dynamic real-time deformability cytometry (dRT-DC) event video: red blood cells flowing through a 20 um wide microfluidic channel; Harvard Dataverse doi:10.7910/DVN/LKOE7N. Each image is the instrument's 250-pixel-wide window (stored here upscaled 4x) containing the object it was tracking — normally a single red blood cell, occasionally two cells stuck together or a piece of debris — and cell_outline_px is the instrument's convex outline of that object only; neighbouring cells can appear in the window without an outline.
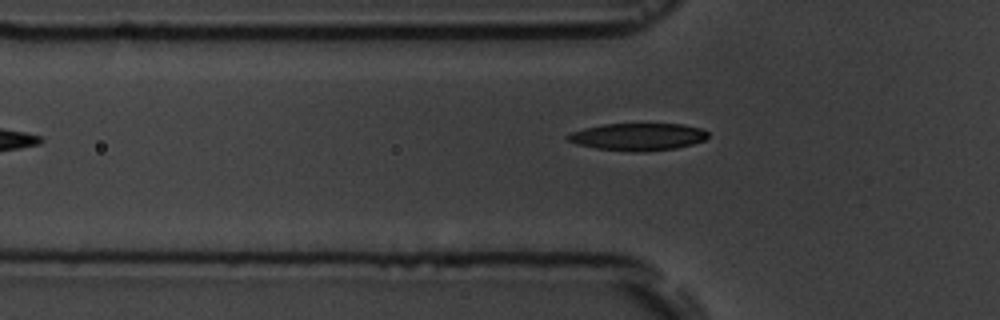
{"species": "common noctule bat (a hibernating species)", "species_latin": "Nyctalus noctula", "temperature_condition": "room temperature", "stored_images_in_passage": 5, "camera_frame_rate_fps": 3000, "um_per_image_px": 0.085, "animal": {"sex": "male", "body_mass_g": 19.5, "forearm_length_mm": 54.6}, "frame": {"image": 1, "passage_image": 5, "time_ms": 4.667, "image_size_px": [1000, 320], "cell_outline_px": [[708, 136], [704, 140], [692, 144], [676, 148], [644, 152], [632, 152], [596, 148], [576, 144], [568, 140], [564, 136], [572, 132], [584, 128], [604, 124], [684, 124], [700, 128], [708, 132]], "centroid_in_image_um": [54.21, 11.63], "position_along_channel_um": 71.6, "area_um2": 22.37}}